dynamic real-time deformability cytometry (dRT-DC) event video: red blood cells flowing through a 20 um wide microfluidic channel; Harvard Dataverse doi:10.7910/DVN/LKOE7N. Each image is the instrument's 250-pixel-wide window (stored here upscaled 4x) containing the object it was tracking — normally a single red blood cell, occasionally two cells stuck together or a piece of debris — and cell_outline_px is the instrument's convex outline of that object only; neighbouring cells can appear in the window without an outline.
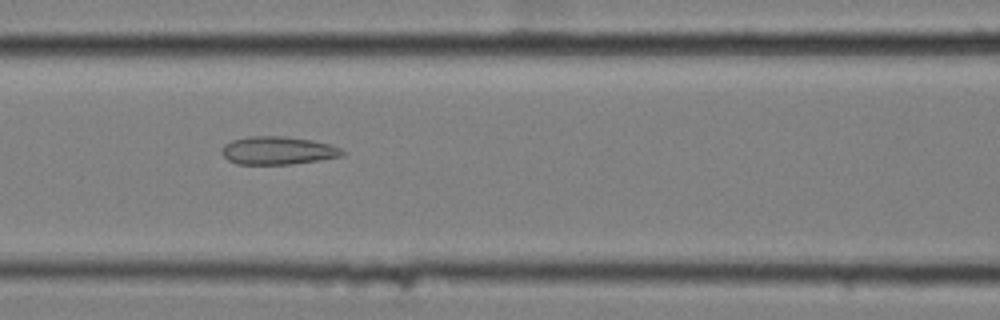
{"species": "common noctule bat (a hibernating species)", "species_latin": "Nyctalus noctula", "temperature_condition": "cold", "stored_images_in_passage": 11, "camera_frame_rate_fps": 3000, "um_per_image_px": 0.085, "animal": {"sex": "female", "body_mass_g": 25.1}, "frame": {"image": 1, "passage_image": 7, "time_ms": 2.0, "image_size_px": [1000, 320], "cell_outline_px": [[348, 152], [344, 156], [320, 160], [292, 164], [236, 164], [228, 160], [224, 156], [224, 144], [232, 140], [248, 136], [288, 136], [312, 140], [328, 144], [340, 148]], "centroid_in_image_um": [23.67, 12.79], "position_along_channel_um": 142.9, "area_um2": 19.77}}
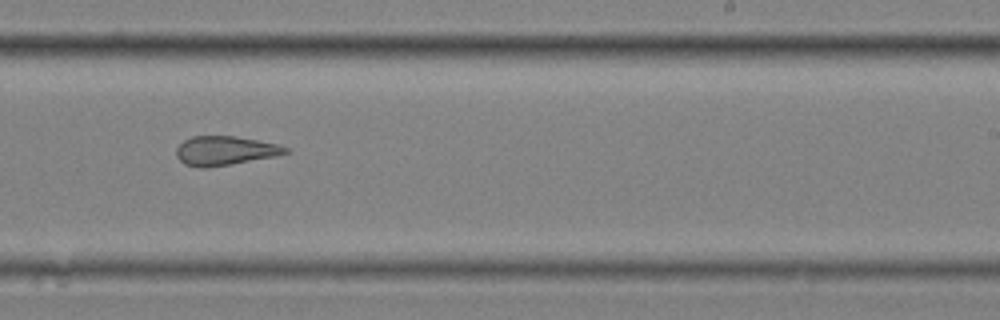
{"frame": {"image": 2, "passage_image": 10, "time_ms": 3.0, "image_size_px": [1000, 320], "cell_outline_px": [[292, 152], [276, 156], [204, 168], [200, 168], [184, 164], [176, 156], [176, 148], [184, 140], [192, 136], [236, 136], [276, 144], [288, 148]], "centroid_in_image_um": [19.11, 12.8], "position_along_channel_um": 269.9, "area_um2": 18.38}}
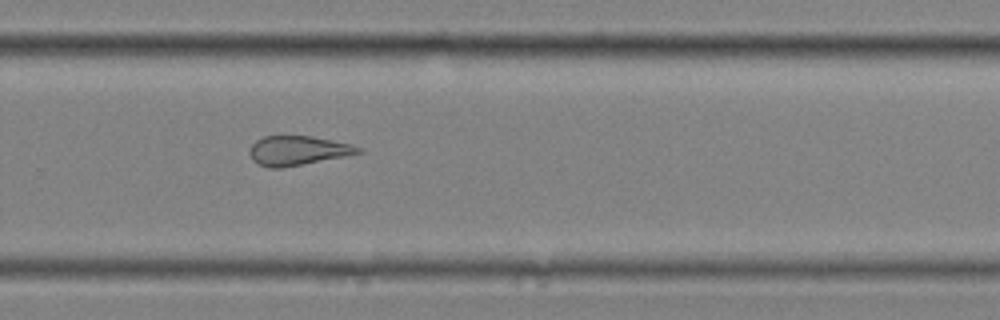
{"frame": {"image": 3, "passage_image": 11, "time_ms": 3.333, "image_size_px": [1000, 320], "cell_outline_px": [[364, 148], [360, 152], [344, 156], [280, 168], [268, 168], [252, 160], [248, 152], [252, 144], [256, 140], [264, 136], [312, 136], [352, 144]], "centroid_in_image_um": [25.28, 12.79], "position_along_channel_um": 304.5, "area_um2": 18.44}}